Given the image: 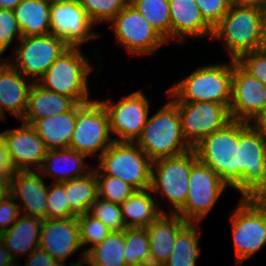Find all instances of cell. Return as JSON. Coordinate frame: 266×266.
<instances>
[{"mask_svg":"<svg viewBox=\"0 0 266 266\" xmlns=\"http://www.w3.org/2000/svg\"><path fill=\"white\" fill-rule=\"evenodd\" d=\"M124 238V258L127 266H151L149 236L146 228H126Z\"/></svg>","mask_w":266,"mask_h":266,"instance_id":"obj_34","label":"cell"},{"mask_svg":"<svg viewBox=\"0 0 266 266\" xmlns=\"http://www.w3.org/2000/svg\"><path fill=\"white\" fill-rule=\"evenodd\" d=\"M204 20L214 28L228 13L231 0H195Z\"/></svg>","mask_w":266,"mask_h":266,"instance_id":"obj_42","label":"cell"},{"mask_svg":"<svg viewBox=\"0 0 266 266\" xmlns=\"http://www.w3.org/2000/svg\"><path fill=\"white\" fill-rule=\"evenodd\" d=\"M260 203H266V188L256 198Z\"/></svg>","mask_w":266,"mask_h":266,"instance_id":"obj_52","label":"cell"},{"mask_svg":"<svg viewBox=\"0 0 266 266\" xmlns=\"http://www.w3.org/2000/svg\"><path fill=\"white\" fill-rule=\"evenodd\" d=\"M88 213L104 223L112 232H123L127 228L120 204L97 197Z\"/></svg>","mask_w":266,"mask_h":266,"instance_id":"obj_37","label":"cell"},{"mask_svg":"<svg viewBox=\"0 0 266 266\" xmlns=\"http://www.w3.org/2000/svg\"><path fill=\"white\" fill-rule=\"evenodd\" d=\"M21 215L15 199L8 195L0 200V234L7 231Z\"/></svg>","mask_w":266,"mask_h":266,"instance_id":"obj_43","label":"cell"},{"mask_svg":"<svg viewBox=\"0 0 266 266\" xmlns=\"http://www.w3.org/2000/svg\"><path fill=\"white\" fill-rule=\"evenodd\" d=\"M121 209L127 228H146L162 214L150 189L135 191Z\"/></svg>","mask_w":266,"mask_h":266,"instance_id":"obj_28","label":"cell"},{"mask_svg":"<svg viewBox=\"0 0 266 266\" xmlns=\"http://www.w3.org/2000/svg\"><path fill=\"white\" fill-rule=\"evenodd\" d=\"M190 72L165 90L167 98L172 102L207 101L230 107L233 60L203 64Z\"/></svg>","mask_w":266,"mask_h":266,"instance_id":"obj_2","label":"cell"},{"mask_svg":"<svg viewBox=\"0 0 266 266\" xmlns=\"http://www.w3.org/2000/svg\"><path fill=\"white\" fill-rule=\"evenodd\" d=\"M107 25L112 30L115 44L132 57L157 56V52L163 46H169V43L130 3Z\"/></svg>","mask_w":266,"mask_h":266,"instance_id":"obj_10","label":"cell"},{"mask_svg":"<svg viewBox=\"0 0 266 266\" xmlns=\"http://www.w3.org/2000/svg\"><path fill=\"white\" fill-rule=\"evenodd\" d=\"M76 217L80 243L84 253L101 243L112 232L104 223L94 218L88 212Z\"/></svg>","mask_w":266,"mask_h":266,"instance_id":"obj_35","label":"cell"},{"mask_svg":"<svg viewBox=\"0 0 266 266\" xmlns=\"http://www.w3.org/2000/svg\"><path fill=\"white\" fill-rule=\"evenodd\" d=\"M50 34L62 39L70 48H82L84 44L99 38L97 28L78 0H58L50 4Z\"/></svg>","mask_w":266,"mask_h":266,"instance_id":"obj_15","label":"cell"},{"mask_svg":"<svg viewBox=\"0 0 266 266\" xmlns=\"http://www.w3.org/2000/svg\"><path fill=\"white\" fill-rule=\"evenodd\" d=\"M21 37L22 33L14 12L8 9H0V56L4 58L3 54L10 49L12 43L13 45L17 44Z\"/></svg>","mask_w":266,"mask_h":266,"instance_id":"obj_40","label":"cell"},{"mask_svg":"<svg viewBox=\"0 0 266 266\" xmlns=\"http://www.w3.org/2000/svg\"><path fill=\"white\" fill-rule=\"evenodd\" d=\"M98 197L122 204L136 190L123 180L105 174H96Z\"/></svg>","mask_w":266,"mask_h":266,"instance_id":"obj_38","label":"cell"},{"mask_svg":"<svg viewBox=\"0 0 266 266\" xmlns=\"http://www.w3.org/2000/svg\"><path fill=\"white\" fill-rule=\"evenodd\" d=\"M22 0H0V9L14 10Z\"/></svg>","mask_w":266,"mask_h":266,"instance_id":"obj_50","label":"cell"},{"mask_svg":"<svg viewBox=\"0 0 266 266\" xmlns=\"http://www.w3.org/2000/svg\"><path fill=\"white\" fill-rule=\"evenodd\" d=\"M171 43L184 45L195 39H209L213 28L204 20L195 0H169ZM187 39V40H186Z\"/></svg>","mask_w":266,"mask_h":266,"instance_id":"obj_21","label":"cell"},{"mask_svg":"<svg viewBox=\"0 0 266 266\" xmlns=\"http://www.w3.org/2000/svg\"><path fill=\"white\" fill-rule=\"evenodd\" d=\"M236 62L251 76L266 85V50L260 49L244 54Z\"/></svg>","mask_w":266,"mask_h":266,"instance_id":"obj_41","label":"cell"},{"mask_svg":"<svg viewBox=\"0 0 266 266\" xmlns=\"http://www.w3.org/2000/svg\"><path fill=\"white\" fill-rule=\"evenodd\" d=\"M39 247L56 261H66L82 249L77 217L44 219Z\"/></svg>","mask_w":266,"mask_h":266,"instance_id":"obj_19","label":"cell"},{"mask_svg":"<svg viewBox=\"0 0 266 266\" xmlns=\"http://www.w3.org/2000/svg\"><path fill=\"white\" fill-rule=\"evenodd\" d=\"M114 142L110 133L108 113L99 101L94 99L76 112L75 129L69 148L85 154L89 159L99 156Z\"/></svg>","mask_w":266,"mask_h":266,"instance_id":"obj_11","label":"cell"},{"mask_svg":"<svg viewBox=\"0 0 266 266\" xmlns=\"http://www.w3.org/2000/svg\"><path fill=\"white\" fill-rule=\"evenodd\" d=\"M124 250V231L111 232L101 243L85 253L84 263L87 266H127Z\"/></svg>","mask_w":266,"mask_h":266,"instance_id":"obj_32","label":"cell"},{"mask_svg":"<svg viewBox=\"0 0 266 266\" xmlns=\"http://www.w3.org/2000/svg\"><path fill=\"white\" fill-rule=\"evenodd\" d=\"M238 200L228 212L236 266L242 265L266 246L265 207L256 198Z\"/></svg>","mask_w":266,"mask_h":266,"instance_id":"obj_7","label":"cell"},{"mask_svg":"<svg viewBox=\"0 0 266 266\" xmlns=\"http://www.w3.org/2000/svg\"><path fill=\"white\" fill-rule=\"evenodd\" d=\"M240 198H257L266 188V135L254 124L239 121Z\"/></svg>","mask_w":266,"mask_h":266,"instance_id":"obj_8","label":"cell"},{"mask_svg":"<svg viewBox=\"0 0 266 266\" xmlns=\"http://www.w3.org/2000/svg\"><path fill=\"white\" fill-rule=\"evenodd\" d=\"M77 103L70 97L46 90L37 82L31 86L22 122L31 125L35 120L70 111Z\"/></svg>","mask_w":266,"mask_h":266,"instance_id":"obj_27","label":"cell"},{"mask_svg":"<svg viewBox=\"0 0 266 266\" xmlns=\"http://www.w3.org/2000/svg\"><path fill=\"white\" fill-rule=\"evenodd\" d=\"M25 258L24 266H53L56 263V260L40 247Z\"/></svg>","mask_w":266,"mask_h":266,"instance_id":"obj_44","label":"cell"},{"mask_svg":"<svg viewBox=\"0 0 266 266\" xmlns=\"http://www.w3.org/2000/svg\"><path fill=\"white\" fill-rule=\"evenodd\" d=\"M196 159V153L191 149L177 156L152 161L150 190L162 213L176 214L184 206L190 170ZM161 198L168 204L166 209L169 211L161 206Z\"/></svg>","mask_w":266,"mask_h":266,"instance_id":"obj_5","label":"cell"},{"mask_svg":"<svg viewBox=\"0 0 266 266\" xmlns=\"http://www.w3.org/2000/svg\"><path fill=\"white\" fill-rule=\"evenodd\" d=\"M69 208L78 216L87 213L98 197L97 178L92 170L85 176L64 181Z\"/></svg>","mask_w":266,"mask_h":266,"instance_id":"obj_31","label":"cell"},{"mask_svg":"<svg viewBox=\"0 0 266 266\" xmlns=\"http://www.w3.org/2000/svg\"><path fill=\"white\" fill-rule=\"evenodd\" d=\"M181 118L182 133L193 148L203 138L232 121L230 109L214 102H173Z\"/></svg>","mask_w":266,"mask_h":266,"instance_id":"obj_16","label":"cell"},{"mask_svg":"<svg viewBox=\"0 0 266 266\" xmlns=\"http://www.w3.org/2000/svg\"><path fill=\"white\" fill-rule=\"evenodd\" d=\"M5 59L26 78L37 82L70 47L52 34L21 37Z\"/></svg>","mask_w":266,"mask_h":266,"instance_id":"obj_14","label":"cell"},{"mask_svg":"<svg viewBox=\"0 0 266 266\" xmlns=\"http://www.w3.org/2000/svg\"><path fill=\"white\" fill-rule=\"evenodd\" d=\"M48 185L38 170L15 171L11 175L10 195L21 214L46 219Z\"/></svg>","mask_w":266,"mask_h":266,"instance_id":"obj_20","label":"cell"},{"mask_svg":"<svg viewBox=\"0 0 266 266\" xmlns=\"http://www.w3.org/2000/svg\"><path fill=\"white\" fill-rule=\"evenodd\" d=\"M86 159L90 160L85 154L70 148L47 150L38 171L45 179L50 177V182L72 180L83 177L93 170L94 164H90Z\"/></svg>","mask_w":266,"mask_h":266,"instance_id":"obj_23","label":"cell"},{"mask_svg":"<svg viewBox=\"0 0 266 266\" xmlns=\"http://www.w3.org/2000/svg\"><path fill=\"white\" fill-rule=\"evenodd\" d=\"M0 171L5 173L15 172L9 159L6 142L4 138V130L0 131Z\"/></svg>","mask_w":266,"mask_h":266,"instance_id":"obj_45","label":"cell"},{"mask_svg":"<svg viewBox=\"0 0 266 266\" xmlns=\"http://www.w3.org/2000/svg\"><path fill=\"white\" fill-rule=\"evenodd\" d=\"M193 150L197 159L210 167L230 190L240 183L238 120L203 138Z\"/></svg>","mask_w":266,"mask_h":266,"instance_id":"obj_6","label":"cell"},{"mask_svg":"<svg viewBox=\"0 0 266 266\" xmlns=\"http://www.w3.org/2000/svg\"><path fill=\"white\" fill-rule=\"evenodd\" d=\"M92 23L97 27L108 24L128 3L129 0H78Z\"/></svg>","mask_w":266,"mask_h":266,"instance_id":"obj_36","label":"cell"},{"mask_svg":"<svg viewBox=\"0 0 266 266\" xmlns=\"http://www.w3.org/2000/svg\"><path fill=\"white\" fill-rule=\"evenodd\" d=\"M84 104L86 103H77L70 111L41 120H35L31 124L47 150L69 148L75 129L76 112Z\"/></svg>","mask_w":266,"mask_h":266,"instance_id":"obj_26","label":"cell"},{"mask_svg":"<svg viewBox=\"0 0 266 266\" xmlns=\"http://www.w3.org/2000/svg\"><path fill=\"white\" fill-rule=\"evenodd\" d=\"M184 206L176 213L185 221L201 223L230 188L207 165L196 159L191 167Z\"/></svg>","mask_w":266,"mask_h":266,"instance_id":"obj_13","label":"cell"},{"mask_svg":"<svg viewBox=\"0 0 266 266\" xmlns=\"http://www.w3.org/2000/svg\"><path fill=\"white\" fill-rule=\"evenodd\" d=\"M96 162L95 174L119 178L136 191L150 189L152 160L135 142L114 141Z\"/></svg>","mask_w":266,"mask_h":266,"instance_id":"obj_9","label":"cell"},{"mask_svg":"<svg viewBox=\"0 0 266 266\" xmlns=\"http://www.w3.org/2000/svg\"><path fill=\"white\" fill-rule=\"evenodd\" d=\"M254 124L266 135V110Z\"/></svg>","mask_w":266,"mask_h":266,"instance_id":"obj_51","label":"cell"},{"mask_svg":"<svg viewBox=\"0 0 266 266\" xmlns=\"http://www.w3.org/2000/svg\"><path fill=\"white\" fill-rule=\"evenodd\" d=\"M86 55L82 48L67 49L37 83L46 90L72 98L76 103L91 102L95 98L91 96L89 76L96 68Z\"/></svg>","mask_w":266,"mask_h":266,"instance_id":"obj_4","label":"cell"},{"mask_svg":"<svg viewBox=\"0 0 266 266\" xmlns=\"http://www.w3.org/2000/svg\"><path fill=\"white\" fill-rule=\"evenodd\" d=\"M232 120L255 123L266 110V85L246 72L233 60Z\"/></svg>","mask_w":266,"mask_h":266,"instance_id":"obj_17","label":"cell"},{"mask_svg":"<svg viewBox=\"0 0 266 266\" xmlns=\"http://www.w3.org/2000/svg\"><path fill=\"white\" fill-rule=\"evenodd\" d=\"M33 83L6 59L0 60V120H6V111L18 121L22 120Z\"/></svg>","mask_w":266,"mask_h":266,"instance_id":"obj_22","label":"cell"},{"mask_svg":"<svg viewBox=\"0 0 266 266\" xmlns=\"http://www.w3.org/2000/svg\"><path fill=\"white\" fill-rule=\"evenodd\" d=\"M265 24L266 7L232 4L213 28L211 41L222 43L227 58L237 61L244 54L263 49Z\"/></svg>","mask_w":266,"mask_h":266,"instance_id":"obj_1","label":"cell"},{"mask_svg":"<svg viewBox=\"0 0 266 266\" xmlns=\"http://www.w3.org/2000/svg\"><path fill=\"white\" fill-rule=\"evenodd\" d=\"M187 223L178 214L162 213L146 227L149 236L151 266H162L169 260L176 236Z\"/></svg>","mask_w":266,"mask_h":266,"instance_id":"obj_24","label":"cell"},{"mask_svg":"<svg viewBox=\"0 0 266 266\" xmlns=\"http://www.w3.org/2000/svg\"><path fill=\"white\" fill-rule=\"evenodd\" d=\"M231 3L236 5H257L266 7V0H231Z\"/></svg>","mask_w":266,"mask_h":266,"instance_id":"obj_49","label":"cell"},{"mask_svg":"<svg viewBox=\"0 0 266 266\" xmlns=\"http://www.w3.org/2000/svg\"><path fill=\"white\" fill-rule=\"evenodd\" d=\"M167 99L155 113H149L142 133L135 142L152 161L193 149L184 139L177 106Z\"/></svg>","mask_w":266,"mask_h":266,"instance_id":"obj_3","label":"cell"},{"mask_svg":"<svg viewBox=\"0 0 266 266\" xmlns=\"http://www.w3.org/2000/svg\"><path fill=\"white\" fill-rule=\"evenodd\" d=\"M42 223L41 218L21 214L7 231L0 234L1 241L17 263L20 257H28L39 247Z\"/></svg>","mask_w":266,"mask_h":266,"instance_id":"obj_25","label":"cell"},{"mask_svg":"<svg viewBox=\"0 0 266 266\" xmlns=\"http://www.w3.org/2000/svg\"><path fill=\"white\" fill-rule=\"evenodd\" d=\"M49 0H22L13 10L22 37L50 33Z\"/></svg>","mask_w":266,"mask_h":266,"instance_id":"obj_29","label":"cell"},{"mask_svg":"<svg viewBox=\"0 0 266 266\" xmlns=\"http://www.w3.org/2000/svg\"><path fill=\"white\" fill-rule=\"evenodd\" d=\"M143 91L142 88L135 90L118 101L98 98L108 113L114 141L136 142L140 137L152 108L148 95Z\"/></svg>","mask_w":266,"mask_h":266,"instance_id":"obj_12","label":"cell"},{"mask_svg":"<svg viewBox=\"0 0 266 266\" xmlns=\"http://www.w3.org/2000/svg\"><path fill=\"white\" fill-rule=\"evenodd\" d=\"M17 262L0 239V266H13Z\"/></svg>","mask_w":266,"mask_h":266,"instance_id":"obj_47","label":"cell"},{"mask_svg":"<svg viewBox=\"0 0 266 266\" xmlns=\"http://www.w3.org/2000/svg\"><path fill=\"white\" fill-rule=\"evenodd\" d=\"M81 256V257H80ZM76 259V260H75ZM85 259V253L83 250H81L80 255L78 257L71 260V262L67 265L66 261H56V263L53 266H80L82 263H84Z\"/></svg>","mask_w":266,"mask_h":266,"instance_id":"obj_48","label":"cell"},{"mask_svg":"<svg viewBox=\"0 0 266 266\" xmlns=\"http://www.w3.org/2000/svg\"><path fill=\"white\" fill-rule=\"evenodd\" d=\"M264 207H265V209H266V203H261Z\"/></svg>","mask_w":266,"mask_h":266,"instance_id":"obj_54","label":"cell"},{"mask_svg":"<svg viewBox=\"0 0 266 266\" xmlns=\"http://www.w3.org/2000/svg\"><path fill=\"white\" fill-rule=\"evenodd\" d=\"M263 49L266 50V24H265V33H264V44Z\"/></svg>","mask_w":266,"mask_h":266,"instance_id":"obj_53","label":"cell"},{"mask_svg":"<svg viewBox=\"0 0 266 266\" xmlns=\"http://www.w3.org/2000/svg\"><path fill=\"white\" fill-rule=\"evenodd\" d=\"M12 174L0 171V200L10 195Z\"/></svg>","mask_w":266,"mask_h":266,"instance_id":"obj_46","label":"cell"},{"mask_svg":"<svg viewBox=\"0 0 266 266\" xmlns=\"http://www.w3.org/2000/svg\"><path fill=\"white\" fill-rule=\"evenodd\" d=\"M129 3L169 44L171 43L169 0H129Z\"/></svg>","mask_w":266,"mask_h":266,"instance_id":"obj_33","label":"cell"},{"mask_svg":"<svg viewBox=\"0 0 266 266\" xmlns=\"http://www.w3.org/2000/svg\"><path fill=\"white\" fill-rule=\"evenodd\" d=\"M4 130L9 159L14 171L39 170L47 149L35 129L22 121Z\"/></svg>","mask_w":266,"mask_h":266,"instance_id":"obj_18","label":"cell"},{"mask_svg":"<svg viewBox=\"0 0 266 266\" xmlns=\"http://www.w3.org/2000/svg\"><path fill=\"white\" fill-rule=\"evenodd\" d=\"M201 223L188 222L177 234L169 260L162 266H196L202 253L200 238Z\"/></svg>","mask_w":266,"mask_h":266,"instance_id":"obj_30","label":"cell"},{"mask_svg":"<svg viewBox=\"0 0 266 266\" xmlns=\"http://www.w3.org/2000/svg\"><path fill=\"white\" fill-rule=\"evenodd\" d=\"M46 219L69 218L77 215L69 208L64 182H49Z\"/></svg>","mask_w":266,"mask_h":266,"instance_id":"obj_39","label":"cell"}]
</instances>
